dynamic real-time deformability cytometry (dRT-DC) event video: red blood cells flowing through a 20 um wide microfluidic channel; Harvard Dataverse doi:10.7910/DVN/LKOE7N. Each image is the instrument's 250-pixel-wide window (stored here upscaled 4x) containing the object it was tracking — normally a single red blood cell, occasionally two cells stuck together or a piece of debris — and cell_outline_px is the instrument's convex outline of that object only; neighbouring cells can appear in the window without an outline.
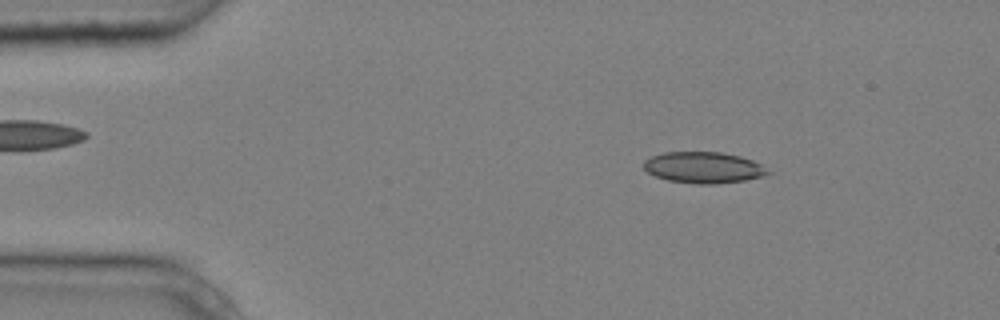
{"species": "common noctule bat (a hibernating species)", "species_latin": "Nyctalus noctula", "temperature_condition": "cold", "stored_images_in_passage": 4, "camera_frame_rate_fps": 3000, "um_per_image_px": 0.085, "animal": {"sex": "male", "body_mass_g": 20.4}, "frame": {"image": 1, "passage_image": 2, "time_ms": 0.333, "image_size_px": [1000, 320], "cell_outline_px": [[772, 172], [768, 176], [744, 180], [716, 184], [696, 184], [668, 180], [656, 176], [648, 172], [644, 168], [644, 160], [652, 156], [664, 152], [720, 152], [740, 156], [752, 160], [760, 164]], "centroid_in_image_um": [59.83, 14.24], "position_along_channel_um": 25.2, "area_um2": 22.66}}